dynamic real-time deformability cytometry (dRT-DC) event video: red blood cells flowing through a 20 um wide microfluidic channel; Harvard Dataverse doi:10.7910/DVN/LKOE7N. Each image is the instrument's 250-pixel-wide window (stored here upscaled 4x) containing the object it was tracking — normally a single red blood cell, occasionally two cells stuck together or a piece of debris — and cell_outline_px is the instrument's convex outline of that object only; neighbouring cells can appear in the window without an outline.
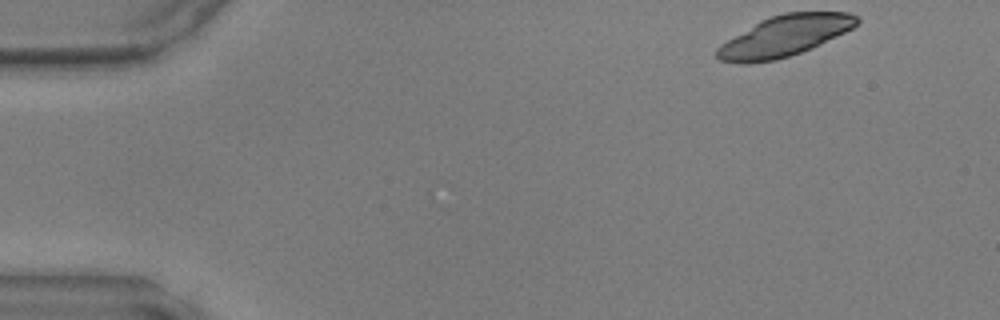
{"species": "common noctule bat (a hibernating species)", "species_latin": "Nyctalus noctula", "temperature_condition": "warm", "stored_images_in_passage": 44, "camera_frame_rate_fps": 3000, "um_per_image_px": 0.085, "animal": {"sex": "male", "body_mass_g": 17.9, "forearm_length_mm": 54.2}, "frame": {"image": 1, "passage_image": 1, "time_ms": 0.0, "image_size_px": [1000, 320], "cell_outline_px": [[860, 20], [852, 28], [812, 48], [776, 60], [748, 64], [740, 64], [720, 60], [716, 56], [716, 48], [720, 44], [760, 20], [784, 12], [848, 12], [860, 16]], "centroid_in_image_um": [66.67, 3.06], "position_along_channel_um": 18.3, "area_um2": 33.18}}